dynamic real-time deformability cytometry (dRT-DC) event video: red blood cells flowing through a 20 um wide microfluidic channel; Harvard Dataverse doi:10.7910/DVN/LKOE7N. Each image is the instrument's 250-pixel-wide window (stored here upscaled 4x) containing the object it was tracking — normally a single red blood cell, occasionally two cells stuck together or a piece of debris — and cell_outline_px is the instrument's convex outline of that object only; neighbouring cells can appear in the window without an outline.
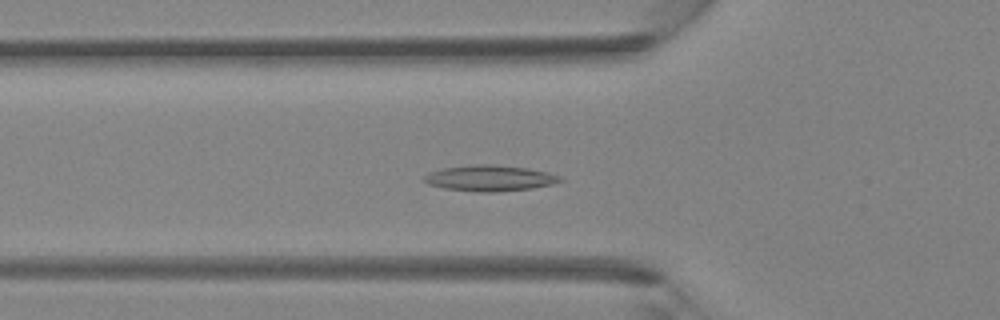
{"species": "Egyptian fruit bat (a non-hibernating species)", "species_latin": "Rousettus aegyptiacus", "temperature_condition": "room temperature", "stored_images_in_passage": 36, "camera_frame_rate_fps": 3000, "um_per_image_px": 0.085, "animal": {"sex": "female"}, "frame": {"image": 1, "passage_image": 6, "time_ms": 1.667, "image_size_px": [1000, 320], "cell_outline_px": [[564, 180], [552, 184], [532, 188], [496, 192], [480, 192], [444, 188], [428, 184], [420, 180], [428, 172], [444, 168], [472, 164], [492, 164], [528, 168], [548, 172], [560, 176]], "centroid_in_image_um": [41.61, 15.14], "position_along_channel_um": 84.2, "area_um2": 20.63}}
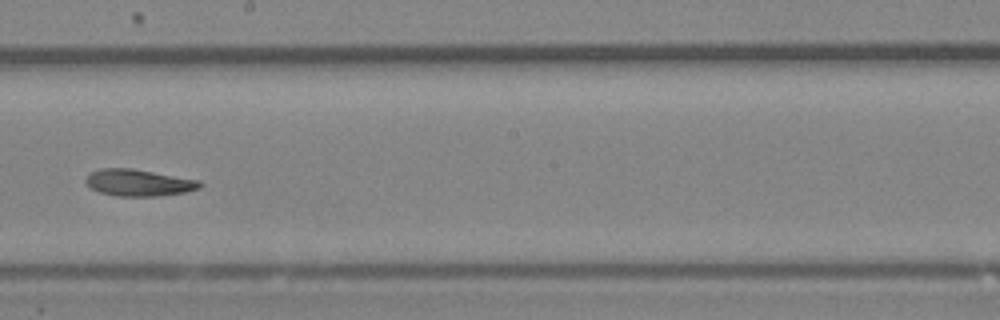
{"frame": {"image": 2, "passage_image": 16, "time_ms": 5.0, "image_size_px": [1000, 320], "cell_outline_px": [[204, 184], [200, 188], [184, 192], [156, 196], [116, 196], [100, 192], [92, 188], [84, 180], [88, 172], [100, 168], [132, 168], [200, 180]], "centroid_in_image_um": [11.78, 15.51], "position_along_channel_um": 236.4, "area_um2": 17.86}}
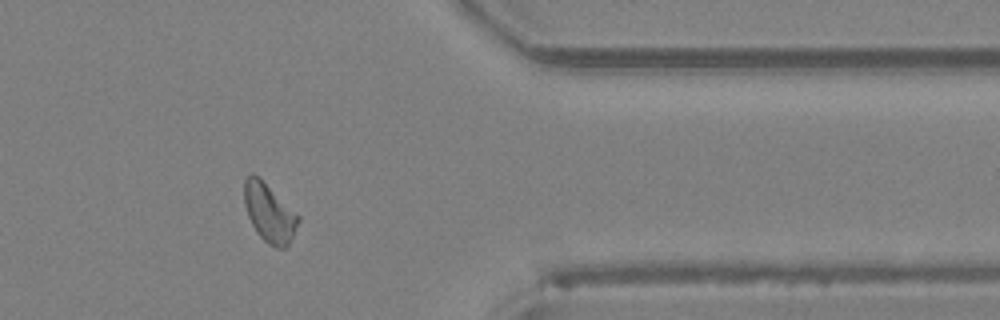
{"frame": {"image": 3, "passage_image": 27, "time_ms": 8.667, "image_size_px": [1000, 320], "cell_outline_px": [[300, 220], [288, 244], [284, 248], [276, 248], [268, 244], [256, 232], [248, 216], [244, 204], [244, 180], [252, 172], [260, 176], [300, 216]], "centroid_in_image_um": [22.88, 18.05], "position_along_channel_um": 388.5, "area_um2": 18.55}}